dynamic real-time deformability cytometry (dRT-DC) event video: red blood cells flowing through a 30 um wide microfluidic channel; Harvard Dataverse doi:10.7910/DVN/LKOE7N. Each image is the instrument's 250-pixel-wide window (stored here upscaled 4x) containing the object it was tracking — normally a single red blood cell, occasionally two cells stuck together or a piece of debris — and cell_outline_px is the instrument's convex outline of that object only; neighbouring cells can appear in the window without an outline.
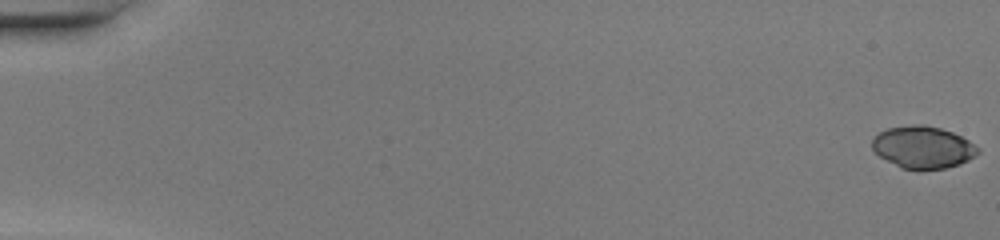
{"species": "common noctule bat (a hibernating species)", "species_latin": "Nyctalus noctula", "temperature_condition": "warm", "stored_images_in_passage": 49, "camera_frame_rate_fps": 3000, "um_per_image_px": 0.085, "animal": {"sex": "female", "body_mass_g": 20.0, "forearm_length_mm": 54.0}, "frame": {"image": 1, "passage_image": 1, "time_ms": 0.0, "image_size_px": [1000, 240], "cell_outline_px": [[980, 152], [976, 156], [960, 164], [944, 168], [920, 172], [900, 168], [880, 156], [872, 148], [872, 140], [880, 132], [888, 128], [912, 124], [924, 124], [940, 128], [952, 132], [968, 140], [980, 148]], "centroid_in_image_um": [78.47, 12.54], "position_along_channel_um": 6.5, "area_um2": 26.36}}
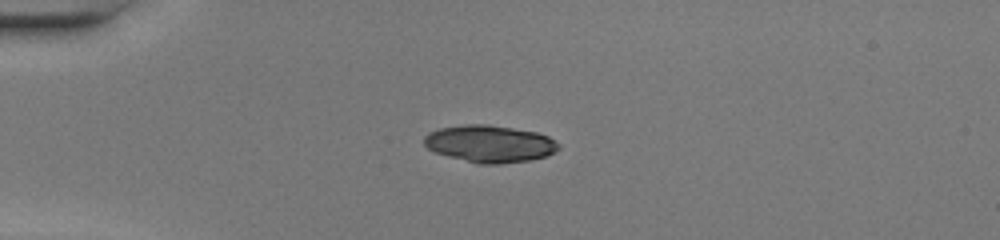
{"frame": {"image": 2, "passage_image": 14, "time_ms": 4.333, "image_size_px": [1000, 240], "cell_outline_px": [[560, 148], [548, 156], [532, 160], [500, 164], [476, 164], [448, 156], [436, 152], [428, 148], [424, 144], [424, 136], [428, 132], [440, 128], [464, 124], [488, 124], [536, 132], [548, 136], [560, 144]], "centroid_in_image_um": [41.64, 12.23], "position_along_channel_um": 43.4, "area_um2": 29.3}}